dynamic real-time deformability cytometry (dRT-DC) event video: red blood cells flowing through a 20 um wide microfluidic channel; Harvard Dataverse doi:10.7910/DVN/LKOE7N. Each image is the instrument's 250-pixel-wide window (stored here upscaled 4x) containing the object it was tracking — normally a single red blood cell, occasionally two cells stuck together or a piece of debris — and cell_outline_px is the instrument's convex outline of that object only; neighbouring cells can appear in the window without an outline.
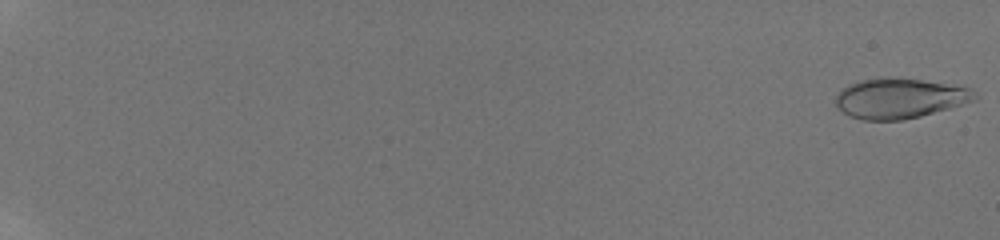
{"species": "human", "species_latin": "Homo sapiens", "temperature_condition": "room temperature", "stored_images_in_passage": 39, "camera_frame_rate_fps": 3000, "um_per_image_px": 0.085, "donor": {"sex": "male"}, "frame": {"image": 1, "passage_image": 1, "time_ms": 0.0, "image_size_px": [1000, 240], "cell_outline_px": [[980, 96], [976, 100], [964, 104], [920, 116], [904, 120], [864, 120], [848, 116], [836, 108], [836, 96], [840, 88], [848, 84], [860, 80], [920, 80], [968, 88], [976, 92]], "centroid_in_image_um": [76.44, 8.4], "position_along_channel_um": 8.6, "area_um2": 31.85}}
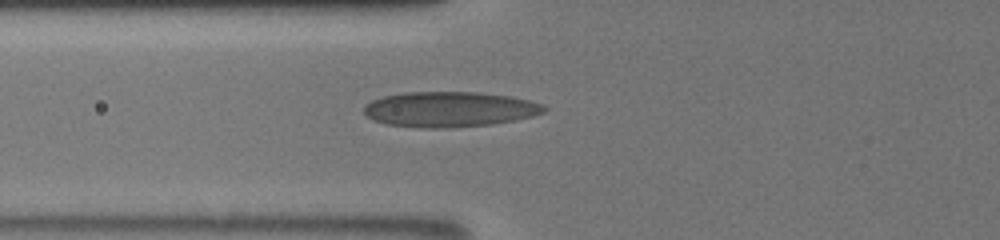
{"frame": {"image": 2, "passage_image": 29, "time_ms": 8.333, "image_size_px": [1000, 240], "cell_outline_px": [[548, 108], [544, 112], [532, 116], [492, 124], [448, 128], [420, 128], [388, 124], [372, 120], [364, 112], [364, 104], [372, 100], [384, 96], [404, 92], [480, 92], [512, 96], [528, 100], [540, 104]], "centroid_in_image_um": [38.19, 9.29], "position_along_channel_um": 87.6, "area_um2": 37.11}}
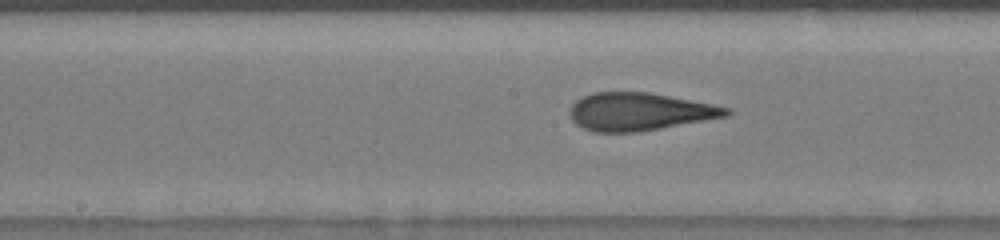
{"frame": {"image": 3, "passage_image": 35, "time_ms": 11.0, "image_size_px": [1000, 240], "cell_outline_px": [[732, 112], [728, 116], [660, 128], [636, 132], [592, 132], [576, 124], [572, 120], [568, 112], [572, 104], [576, 100], [592, 92], [648, 92], [712, 104], [732, 108]], "centroid_in_image_um": [54.34, 9.49], "position_along_channel_um": 193.9, "area_um2": 34.39}}